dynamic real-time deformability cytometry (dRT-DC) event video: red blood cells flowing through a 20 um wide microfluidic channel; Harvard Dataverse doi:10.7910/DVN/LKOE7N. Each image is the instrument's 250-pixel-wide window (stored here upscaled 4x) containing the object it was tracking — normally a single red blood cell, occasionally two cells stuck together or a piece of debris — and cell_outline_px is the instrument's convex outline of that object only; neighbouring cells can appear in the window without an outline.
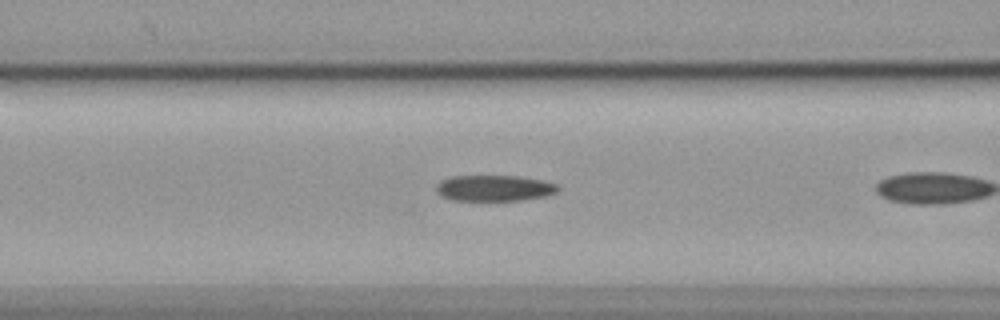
{"species": "common noctule bat (a hibernating species)", "species_latin": "Nyctalus noctula", "temperature_condition": "cold", "stored_images_in_passage": 22, "camera_frame_rate_fps": 3000, "um_per_image_px": 0.085, "animal": {"sex": "female", "body_mass_g": 19.9}, "frame": {"image": 1, "passage_image": 4, "time_ms": 1.0, "image_size_px": [1000, 320], "cell_outline_px": [[560, 188], [556, 192], [544, 196], [520, 200], [452, 200], [440, 196], [436, 192], [436, 184], [440, 180], [452, 176], [520, 176], [544, 180], [556, 184]], "centroid_in_image_um": [41.98, 15.98], "position_along_channel_um": 124.6, "area_um2": 18.5}}
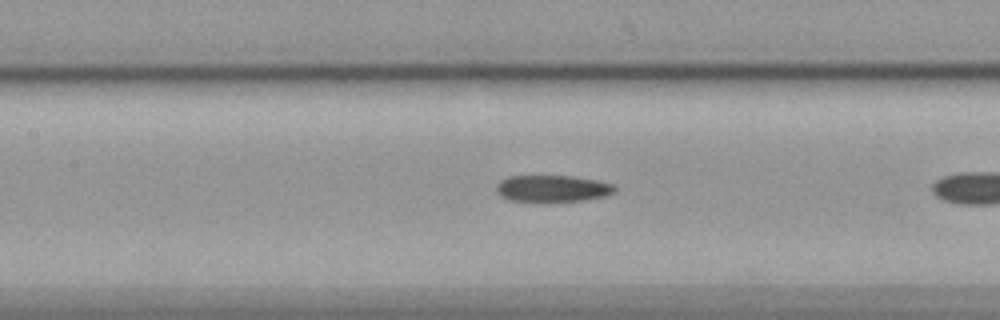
{"frame": {"image": 2, "passage_image": 7, "time_ms": 2.0, "image_size_px": [1000, 320], "cell_outline_px": [[616, 192], [604, 196], [584, 200], [548, 204], [536, 204], [508, 200], [500, 196], [496, 192], [496, 184], [500, 180], [508, 176], [572, 176], [596, 180], [612, 184], [616, 188]], "centroid_in_image_um": [46.89, 16.07], "position_along_channel_um": 160.5, "area_um2": 19.36}}
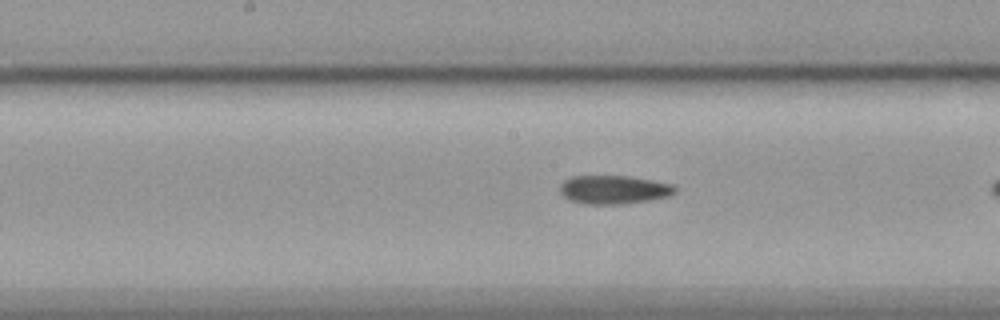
{"frame": {"image": 3, "passage_image": 10, "time_ms": 3.0, "image_size_px": [1000, 320], "cell_outline_px": [[676, 192], [668, 196], [648, 200], [620, 204], [584, 204], [568, 200], [560, 192], [560, 184], [564, 180], [572, 176], [628, 176], [652, 180], [672, 184], [676, 188]], "centroid_in_image_um": [52.14, 16.12], "position_along_channel_um": 196.1, "area_um2": 19.13}}